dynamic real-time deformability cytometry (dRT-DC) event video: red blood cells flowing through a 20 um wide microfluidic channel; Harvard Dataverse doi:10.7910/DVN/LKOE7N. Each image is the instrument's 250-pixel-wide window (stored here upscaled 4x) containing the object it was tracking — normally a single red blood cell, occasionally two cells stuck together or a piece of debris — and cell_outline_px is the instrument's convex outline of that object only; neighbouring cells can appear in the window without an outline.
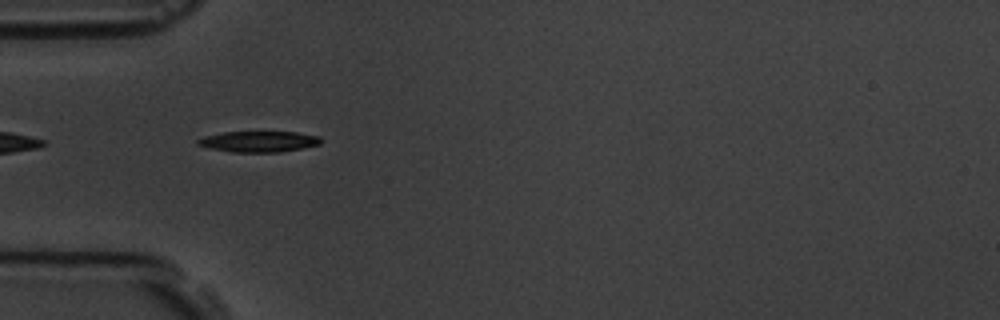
{"species": "common noctule bat (a hibernating species)", "species_latin": "Nyctalus noctula", "temperature_condition": "room temperature", "stored_images_in_passage": 8, "segment_of_instrument_passage": [2, 2], "camera_frame_rate_fps": 3000, "um_per_image_px": 0.085, "animal": {"sex": "male", "body_mass_g": 19.5, "forearm_length_mm": 54.6}, "frame": {"image": 1, "passage_image": 4, "time_ms": 3.333, "image_size_px": [1000, 320], "cell_outline_px": [[320, 144], [304, 148], [280, 152], [232, 152], [212, 148], [196, 144], [196, 140], [204, 136], [224, 132], [296, 132], [320, 136]], "centroid_in_image_um": [22.01, 12.03], "position_along_channel_um": 63.0, "area_um2": 14.91}}
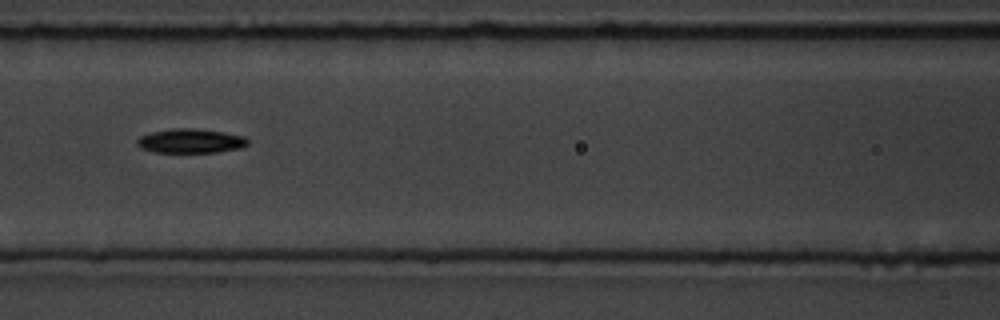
{"frame": {"image": 2, "passage_image": 6, "time_ms": 5.667, "image_size_px": [1000, 320], "cell_outline_px": [[248, 144], [240, 148], [216, 152], [152, 152], [140, 148], [136, 144], [136, 140], [140, 136], [152, 132], [172, 128], [192, 128], [224, 132], [244, 136], [248, 140]], "centroid_in_image_um": [16.17, 11.98], "position_along_channel_um": 150.4, "area_um2": 15.66}}
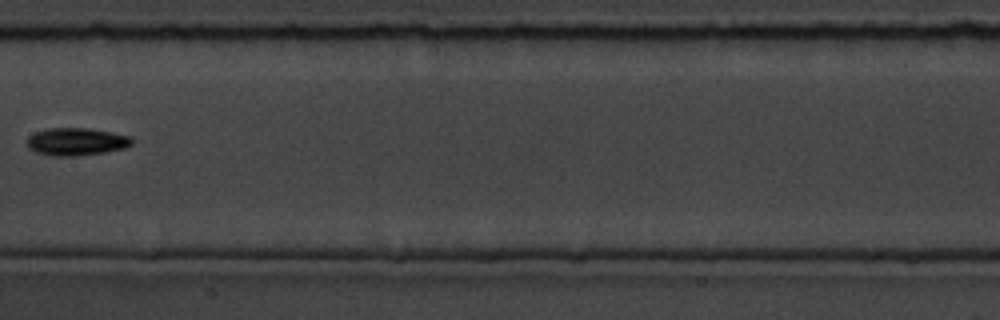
{"frame": {"image": 3, "passage_image": 7, "time_ms": 7.0, "image_size_px": [1000, 320], "cell_outline_px": [[132, 144], [124, 148], [104, 152], [76, 156], [52, 156], [36, 152], [28, 148], [28, 136], [36, 132], [48, 128], [88, 128], [112, 132], [132, 136]], "centroid_in_image_um": [6.5, 12.04], "position_along_channel_um": 200.9, "area_um2": 16.88}}